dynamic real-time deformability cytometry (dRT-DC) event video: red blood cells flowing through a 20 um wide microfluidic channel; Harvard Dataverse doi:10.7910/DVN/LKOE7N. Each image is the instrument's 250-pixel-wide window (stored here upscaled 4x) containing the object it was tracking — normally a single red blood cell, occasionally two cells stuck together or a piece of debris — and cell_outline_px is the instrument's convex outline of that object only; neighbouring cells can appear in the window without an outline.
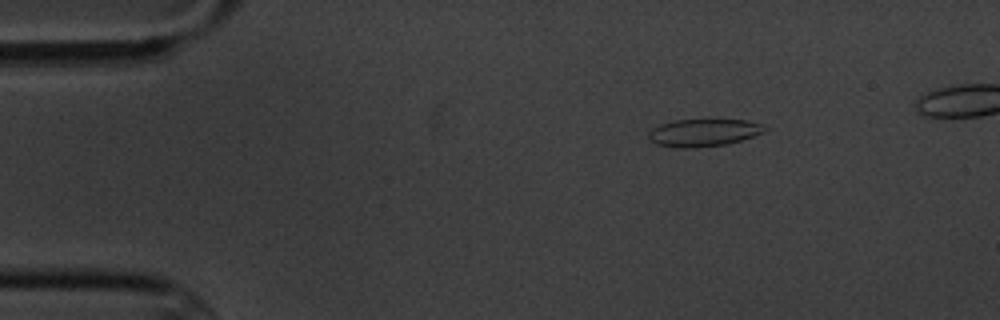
{"species": "common noctule bat (a hibernating species)", "species_latin": "Nyctalus noctula", "temperature_condition": "cold", "stored_images_in_passage": 14, "camera_frame_rate_fps": 3000, "um_per_image_px": 0.085, "animal": {"sex": "male", "body_mass_g": 20.1, "forearm_length_mm": 53.5}, "frame": {"image": 1, "passage_image": 3, "time_ms": 2.333, "image_size_px": [1000, 320], "cell_outline_px": [[768, 128], [764, 132], [740, 140], [724, 144], [696, 148], [676, 148], [656, 144], [648, 136], [648, 132], [652, 128], [660, 124], [676, 120], [748, 120], [764, 124]], "centroid_in_image_um": [59.8, 11.27], "position_along_channel_um": 25.2, "area_um2": 18.55}}
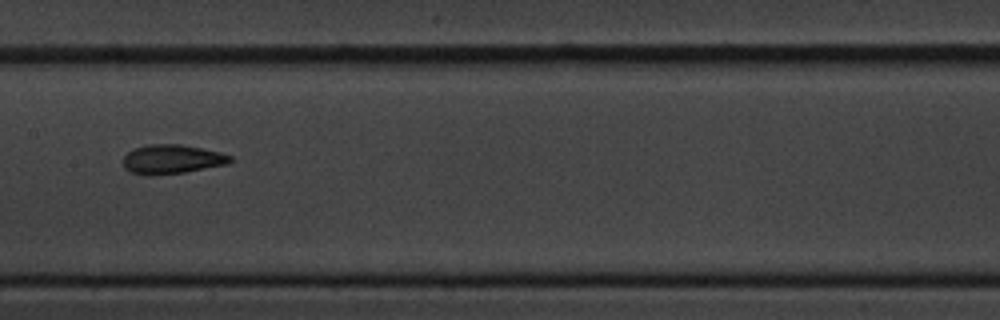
{"frame": {"image": 2, "passage_image": 8, "time_ms": 9.0, "image_size_px": [1000, 320], "cell_outline_px": [[232, 160], [228, 164], [184, 172], [132, 172], [124, 168], [124, 156], [128, 152], [136, 148], [148, 144], [180, 144], [220, 152], [232, 156]], "centroid_in_image_um": [14.68, 13.48], "position_along_channel_um": 192.7, "area_um2": 17.34}}
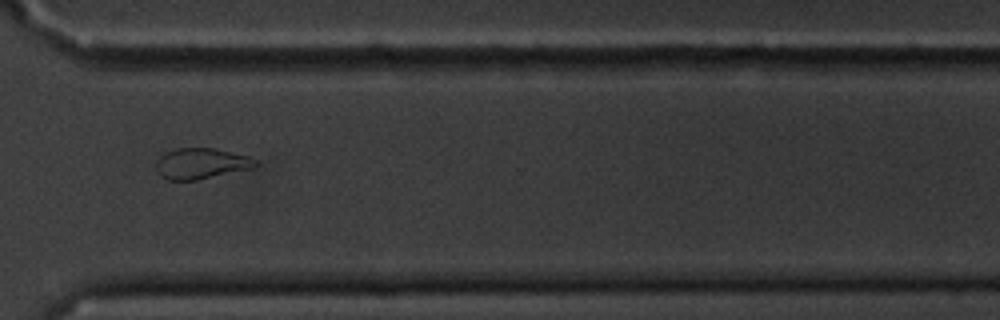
{"frame": {"image": 3, "passage_image": 12, "time_ms": 13.667, "image_size_px": [1000, 320], "cell_outline_px": [[260, 164], [252, 168], [196, 180], [168, 180], [160, 176], [156, 168], [156, 160], [164, 152], [176, 148], [216, 148], [248, 156], [256, 160]], "centroid_in_image_um": [17.08, 13.89], "position_along_channel_um": 353.5, "area_um2": 17.92}}